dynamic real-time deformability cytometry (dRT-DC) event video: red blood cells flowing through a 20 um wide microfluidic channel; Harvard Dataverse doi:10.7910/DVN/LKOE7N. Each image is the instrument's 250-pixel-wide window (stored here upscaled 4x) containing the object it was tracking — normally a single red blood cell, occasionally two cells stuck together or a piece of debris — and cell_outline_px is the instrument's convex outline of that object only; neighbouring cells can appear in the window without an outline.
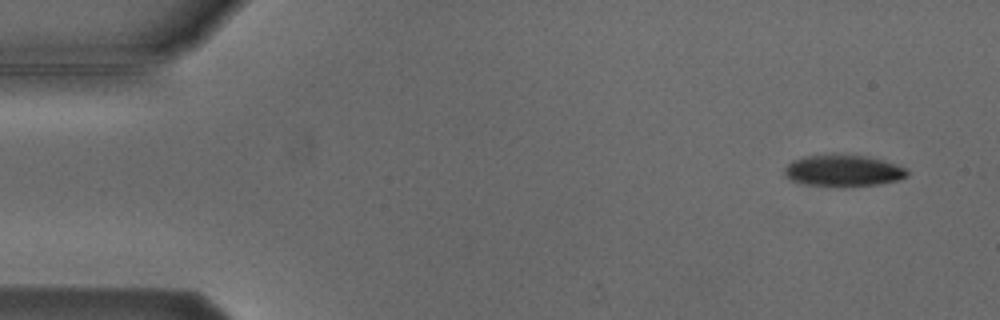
{"species": "Egyptian fruit bat (a non-hibernating species)", "species_latin": "Rousettus aegyptiacus", "temperature_condition": "cold", "stored_images_in_passage": 6, "camera_frame_rate_fps": 3000, "um_per_image_px": 0.085, "animal": {"sex": "male"}, "frame": {"image": 1, "passage_image": 1, "time_ms": 0.0, "image_size_px": [1000, 320], "cell_outline_px": [[908, 176], [896, 180], [876, 184], [840, 188], [808, 184], [792, 180], [784, 172], [784, 168], [792, 160], [804, 156], [832, 152], [864, 156], [880, 160], [904, 168], [908, 172]], "centroid_in_image_um": [71.61, 14.49], "position_along_channel_um": 13.4, "area_um2": 22.77}}
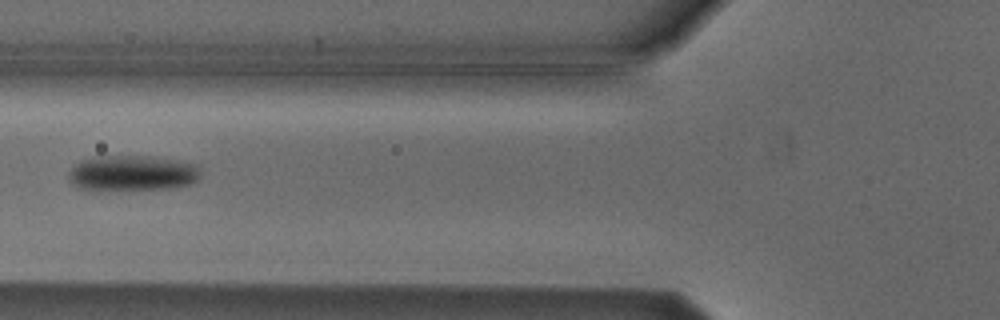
{"frame": {"image": 2, "passage_image": 5, "time_ms": 5.667, "image_size_px": [1000, 320], "cell_outline_px": [[200, 176], [192, 184], [168, 188], [80, 188], [68, 180], [68, 172], [80, 160], [92, 156], [152, 156], [180, 160], [200, 164]], "centroid_in_image_um": [11.3, 14.66], "position_along_channel_um": 114.5, "area_um2": 27.05}}
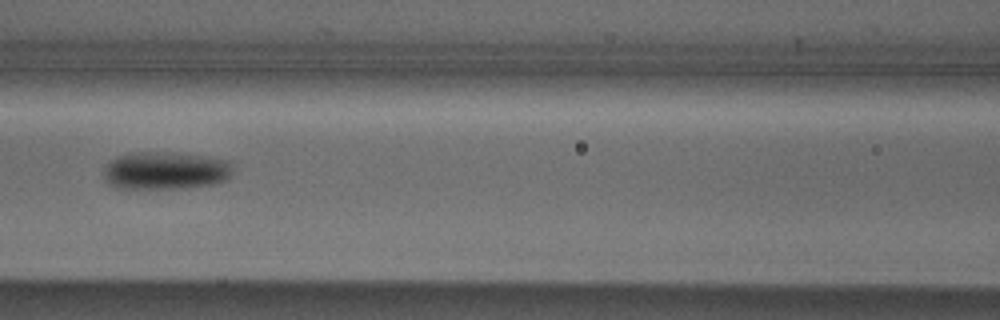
{"frame": {"image": 3, "passage_image": 6, "time_ms": 6.667, "image_size_px": [1000, 320], "cell_outline_px": [[232, 172], [224, 180], [212, 184], [180, 188], [116, 188], [108, 184], [104, 176], [104, 168], [116, 156], [128, 152], [172, 152], [204, 156], [232, 160]], "centroid_in_image_um": [14.05, 14.48], "position_along_channel_um": 152.6, "area_um2": 28.55}}